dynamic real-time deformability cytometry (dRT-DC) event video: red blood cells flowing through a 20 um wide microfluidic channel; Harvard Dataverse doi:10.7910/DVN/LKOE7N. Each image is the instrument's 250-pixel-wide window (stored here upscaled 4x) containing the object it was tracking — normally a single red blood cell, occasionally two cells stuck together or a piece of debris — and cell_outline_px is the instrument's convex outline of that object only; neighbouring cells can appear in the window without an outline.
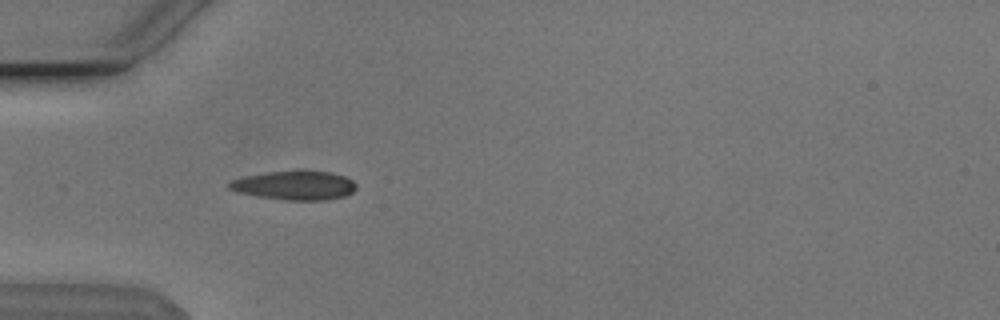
{"species": "Egyptian fruit bat (a non-hibernating species)", "species_latin": "Rousettus aegyptiacus", "temperature_condition": "cold", "stored_images_in_passage": 7, "camera_frame_rate_fps": 3000, "um_per_image_px": 0.085, "animal": {"sex": "male"}, "frame": {"image": 1, "passage_image": 4, "time_ms": 1.0, "image_size_px": [1000, 320], "cell_outline_px": [[356, 188], [352, 192], [344, 196], [328, 200], [284, 200], [256, 196], [236, 192], [228, 188], [228, 184], [232, 180], [244, 176], [268, 172], [296, 168], [304, 168], [332, 172], [344, 176], [352, 180], [356, 184]], "centroid_in_image_um": [25.05, 15.72], "position_along_channel_um": 59.9, "area_um2": 22.25}}